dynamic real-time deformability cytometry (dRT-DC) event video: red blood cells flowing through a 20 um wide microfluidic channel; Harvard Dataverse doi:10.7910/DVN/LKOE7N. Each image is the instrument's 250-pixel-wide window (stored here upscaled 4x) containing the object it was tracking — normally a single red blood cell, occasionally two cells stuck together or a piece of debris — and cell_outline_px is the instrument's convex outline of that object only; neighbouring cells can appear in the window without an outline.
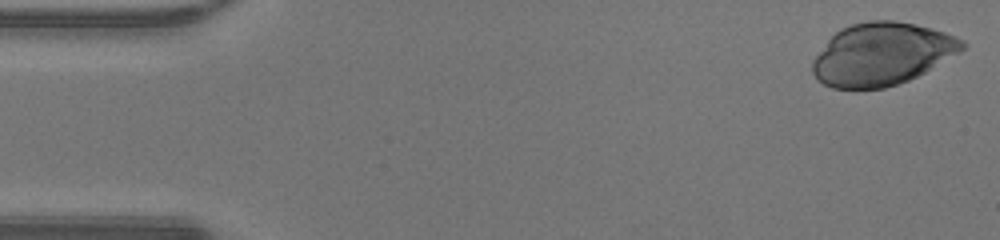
{"species": "human", "species_latin": "Homo sapiens", "temperature_condition": "warm", "stored_images_in_passage": 47, "camera_frame_rate_fps": 3000, "um_per_image_px": 0.085, "donor": {"sex": "male"}, "frame": {"image": 1, "passage_image": 1, "time_ms": 0.0, "image_size_px": [1000, 240], "cell_outline_px": [[968, 44], [960, 52], [924, 72], [908, 80], [884, 88], [832, 88], [816, 80], [812, 72], [812, 60], [828, 40], [840, 28], [852, 24], [868, 20], [896, 20], [916, 24], [944, 32], [964, 40]], "centroid_in_image_um": [74.94, 4.59], "position_along_channel_um": 10.1, "area_um2": 54.39}}
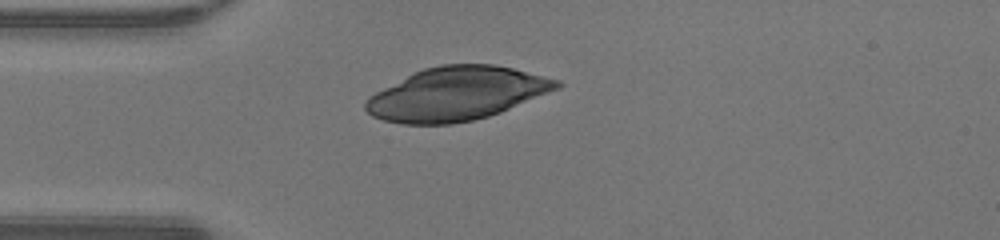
{"frame": {"image": 2, "passage_image": 12, "time_ms": 3.667, "image_size_px": [1000, 240], "cell_outline_px": [[564, 84], [560, 88], [500, 112], [488, 116], [472, 120], [452, 124], [400, 124], [384, 120], [372, 116], [364, 108], [364, 100], [368, 96], [424, 68], [440, 64], [496, 64], [560, 80]], "centroid_in_image_um": [38.82, 7.97], "position_along_channel_um": 46.2, "area_um2": 59.19}}